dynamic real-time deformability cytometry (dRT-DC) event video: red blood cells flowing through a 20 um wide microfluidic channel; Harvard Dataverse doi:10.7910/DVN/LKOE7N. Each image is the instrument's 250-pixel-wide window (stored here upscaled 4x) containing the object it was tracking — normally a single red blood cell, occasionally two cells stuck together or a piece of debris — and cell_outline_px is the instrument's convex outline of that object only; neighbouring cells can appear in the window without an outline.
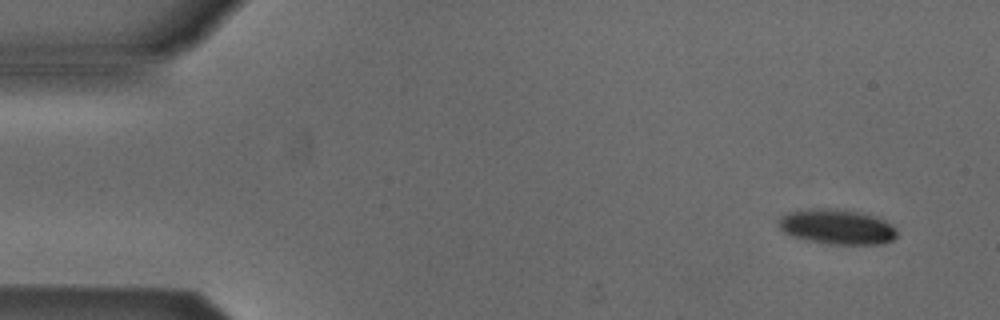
{"species": "Egyptian fruit bat (a non-hibernating species)", "species_latin": "Rousettus aegyptiacus", "temperature_condition": "cold", "stored_images_in_passage": 4, "camera_frame_rate_fps": 3000, "um_per_image_px": 0.085, "animal": {"sex": "male"}, "frame": {"image": 1, "passage_image": 1, "time_ms": 0.0, "image_size_px": [1000, 320], "cell_outline_px": [[896, 236], [892, 240], [880, 244], [832, 244], [808, 240], [792, 236], [784, 232], [780, 228], [780, 220], [788, 212], [812, 208], [836, 208], [876, 216], [884, 220], [896, 228]], "centroid_in_image_um": [71.17, 19.27], "position_along_channel_um": 13.8, "area_um2": 23.87}}
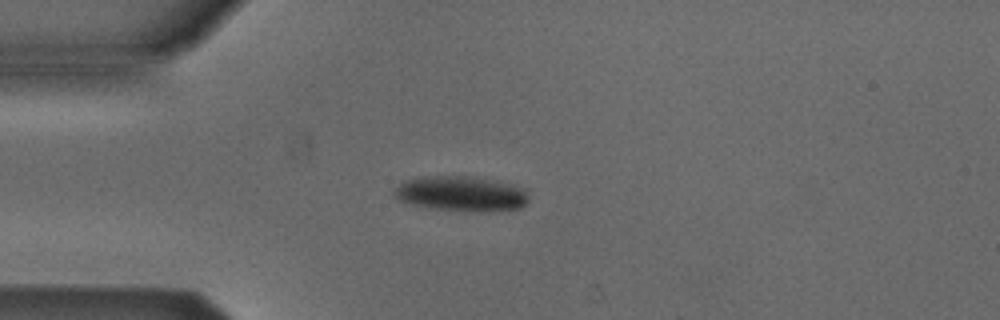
{"frame": {"image": 2, "passage_image": 4, "time_ms": 1.0, "image_size_px": [1000, 320], "cell_outline_px": [[528, 200], [520, 208], [484, 212], [472, 212], [436, 208], [408, 204], [396, 200], [392, 192], [404, 180], [420, 176], [472, 176], [512, 184], [528, 188]], "centroid_in_image_um": [39.2, 16.46], "position_along_channel_um": 45.8, "area_um2": 27.92}}